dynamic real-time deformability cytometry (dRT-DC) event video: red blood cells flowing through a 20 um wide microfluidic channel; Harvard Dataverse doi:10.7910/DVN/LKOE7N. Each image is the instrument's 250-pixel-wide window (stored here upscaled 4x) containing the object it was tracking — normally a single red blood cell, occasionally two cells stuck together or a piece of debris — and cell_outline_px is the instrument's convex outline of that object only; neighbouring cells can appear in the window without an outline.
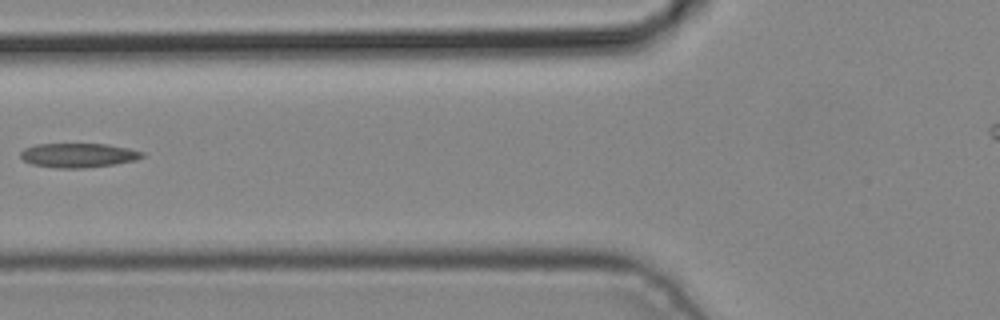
{"species": "common noctule bat (a hibernating species)", "species_latin": "Nyctalus noctula", "temperature_condition": "cold", "stored_images_in_passage": 3, "segment_of_instrument_passage": [1, 2], "camera_frame_rate_fps": 3000, "um_per_image_px": 0.085, "animal": {"sex": "male", "body_mass_g": 19.2, "forearm_length_mm": 51.8}, "frame": {"image": 1, "passage_image": 2, "time_ms": 0.333, "image_size_px": [1000, 320], "cell_outline_px": [[144, 156], [136, 160], [116, 164], [84, 168], [56, 168], [32, 164], [24, 160], [20, 156], [20, 152], [24, 148], [36, 144], [108, 144], [128, 148], [144, 152]], "centroid_in_image_um": [6.66, 13.2], "position_along_channel_um": 119.1, "area_um2": 17.28}}